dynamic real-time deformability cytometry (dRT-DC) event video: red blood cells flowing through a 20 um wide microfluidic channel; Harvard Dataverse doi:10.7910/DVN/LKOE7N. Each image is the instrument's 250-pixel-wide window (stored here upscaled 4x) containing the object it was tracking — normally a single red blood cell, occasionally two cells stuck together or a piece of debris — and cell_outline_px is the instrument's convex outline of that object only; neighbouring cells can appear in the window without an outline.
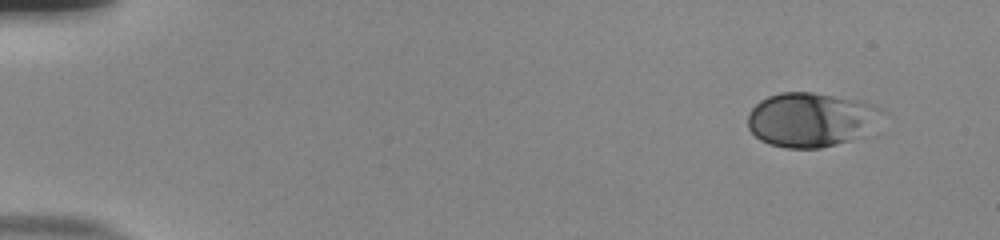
{"species": "human", "species_latin": "Homo sapiens", "temperature_condition": "room temperature", "stored_images_in_passage": 50, "camera_frame_rate_fps": 3000, "um_per_image_px": 0.085, "donor": {"sex": "male"}, "frame": {"image": 1, "passage_image": 1, "time_ms": 0.0, "image_size_px": [1000, 240], "cell_outline_px": [[876, 108], [856, 136], [848, 140], [836, 144], [820, 148], [788, 148], [768, 144], [760, 140], [748, 128], [748, 112], [760, 100], [768, 96], [780, 92], [812, 92], [852, 100], [868, 104]], "centroid_in_image_um": [68.61, 10.17], "position_along_channel_um": 16.4, "area_um2": 40.0}}
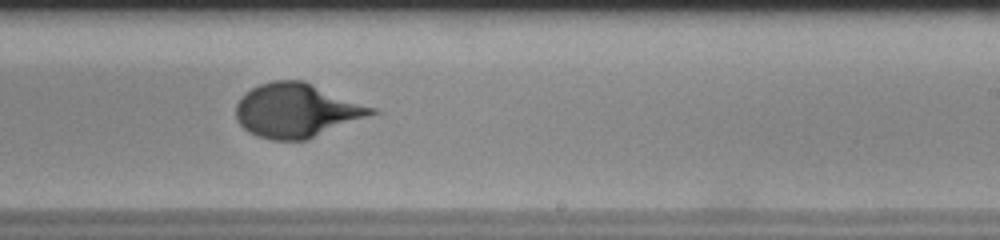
{"frame": {"image": 2, "passage_image": 31, "time_ms": 10.0, "image_size_px": [1000, 240], "cell_outline_px": [[384, 112], [308, 140], [272, 140], [256, 136], [248, 132], [236, 120], [236, 104], [240, 96], [252, 88], [260, 84], [272, 80], [304, 80], [376, 108]], "centroid_in_image_um": [25.27, 9.4], "position_along_channel_um": 263.7, "area_um2": 43.52}}
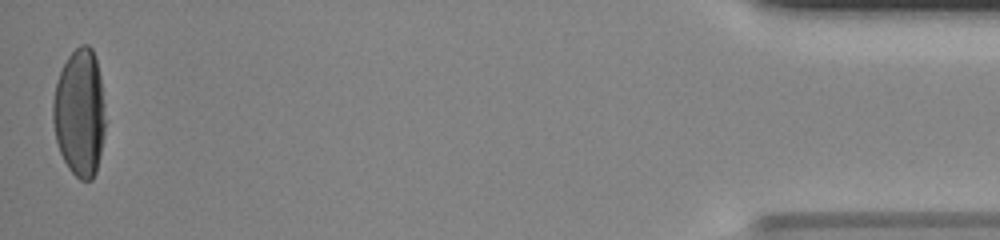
{"frame": {"image": 3, "passage_image": 50, "time_ms": 16.333, "image_size_px": [1000, 240], "cell_outline_px": [[104, 136], [96, 172], [92, 180], [80, 180], [68, 168], [60, 152], [56, 140], [52, 120], [52, 100], [56, 84], [60, 72], [68, 56], [80, 44], [88, 44], [92, 48], [96, 60], [100, 76], [104, 104]], "centroid_in_image_um": [6.76, 9.59], "position_along_channel_um": 428.4, "area_um2": 38.96}}